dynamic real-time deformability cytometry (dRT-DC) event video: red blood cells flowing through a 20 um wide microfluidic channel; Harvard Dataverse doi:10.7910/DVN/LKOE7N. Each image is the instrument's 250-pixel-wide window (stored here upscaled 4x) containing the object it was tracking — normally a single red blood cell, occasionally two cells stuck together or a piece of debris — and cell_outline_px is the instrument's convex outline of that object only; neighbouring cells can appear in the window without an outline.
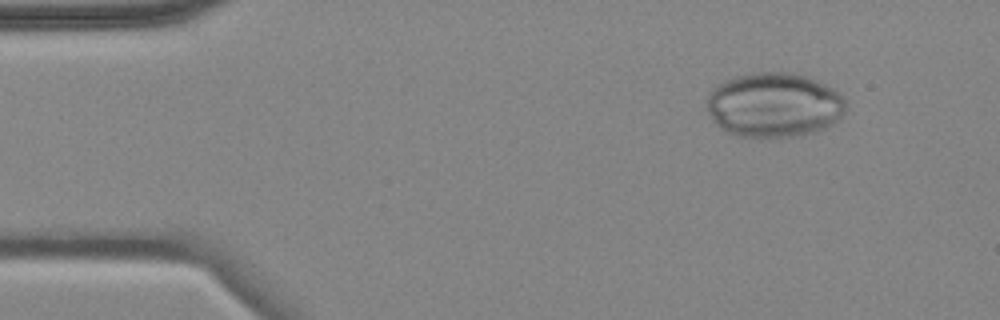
{"species": "common noctule bat (a hibernating species)", "species_latin": "Nyctalus noctula", "temperature_condition": "cold", "stored_images_in_passage": 3, "camera_frame_rate_fps": 3000, "um_per_image_px": 0.085, "animal": {"sex": "female", "body_mass_g": 18.4}, "frame": {"image": 1, "passage_image": 1, "time_ms": 0.0, "image_size_px": [1000, 320], "cell_outline_px": [[844, 112], [832, 124], [824, 128], [812, 132], [792, 136], [740, 136], [724, 132], [712, 120], [708, 112], [708, 92], [712, 88], [736, 76], [756, 72], [788, 72], [808, 76], [840, 92], [844, 96]], "centroid_in_image_um": [65.78, 8.91], "position_along_channel_um": 19.2, "area_um2": 52.02}}